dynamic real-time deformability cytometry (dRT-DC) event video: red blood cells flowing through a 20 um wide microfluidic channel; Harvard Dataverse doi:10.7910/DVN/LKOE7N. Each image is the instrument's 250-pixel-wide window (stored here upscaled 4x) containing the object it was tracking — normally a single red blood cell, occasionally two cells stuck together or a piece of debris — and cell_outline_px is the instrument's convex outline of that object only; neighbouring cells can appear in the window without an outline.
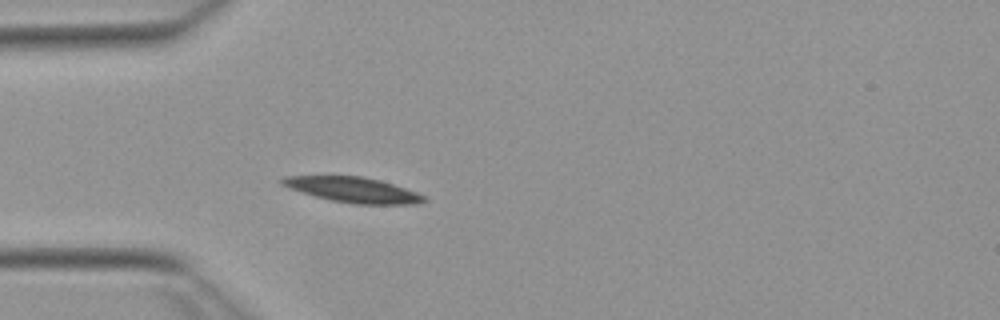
{"species": "Egyptian fruit bat (a non-hibernating species)", "species_latin": "Rousettus aegyptiacus", "temperature_condition": "warm", "stored_images_in_passage": 40, "camera_frame_rate_fps": 3000, "um_per_image_px": 0.085, "animal": {"sex": "female"}, "frame": {"image": 1, "passage_image": 1, "time_ms": 0.0, "image_size_px": [1000, 320], "cell_outline_px": [[428, 200], [416, 204], [352, 204], [332, 200], [316, 196], [280, 184], [280, 180], [284, 176], [360, 176], [380, 180], [416, 192], [424, 196]], "centroid_in_image_um": [30.04, 16.13], "position_along_channel_um": 55.0, "area_um2": 20.52}}
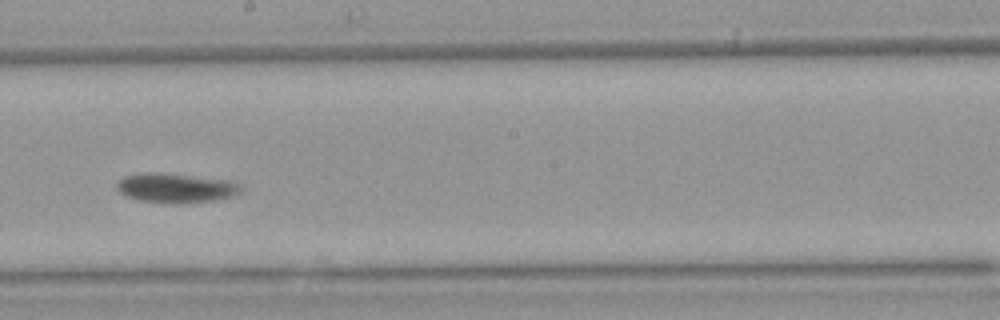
{"frame": {"image": 2, "passage_image": 16, "time_ms": 5.0, "image_size_px": [1000, 320], "cell_outline_px": [[240, 192], [236, 196], [216, 200], [184, 204], [172, 204], [140, 200], [124, 196], [116, 188], [116, 184], [124, 176], [152, 172], [156, 172], [228, 180], [240, 184]], "centroid_in_image_um": [14.95, 16.0], "position_along_channel_um": 233.2, "area_um2": 21.39}}
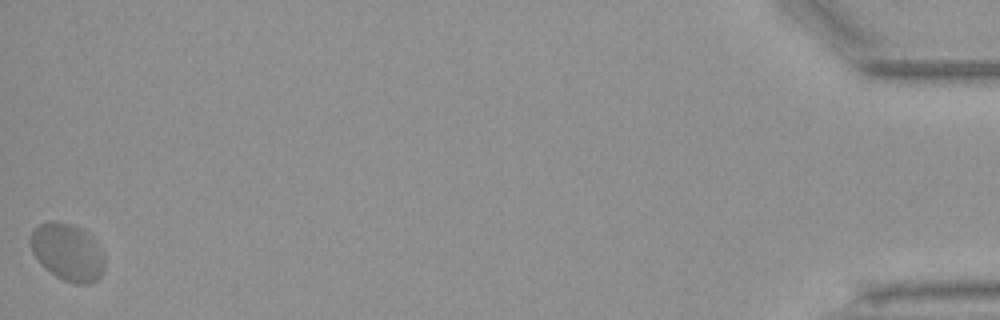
{"frame": {"image": 3, "passage_image": 40, "time_ms": 13.0, "image_size_px": [1000, 320], "cell_outline_px": [[104, 268], [100, 276], [96, 280], [88, 284], [76, 284], [64, 280], [56, 276], [44, 268], [32, 252], [32, 232], [40, 224], [48, 220], [56, 220], [84, 228], [92, 236], [104, 252]], "centroid_in_image_um": [5.78, 21.41], "position_along_channel_um": 429.4, "area_um2": 24.85}}